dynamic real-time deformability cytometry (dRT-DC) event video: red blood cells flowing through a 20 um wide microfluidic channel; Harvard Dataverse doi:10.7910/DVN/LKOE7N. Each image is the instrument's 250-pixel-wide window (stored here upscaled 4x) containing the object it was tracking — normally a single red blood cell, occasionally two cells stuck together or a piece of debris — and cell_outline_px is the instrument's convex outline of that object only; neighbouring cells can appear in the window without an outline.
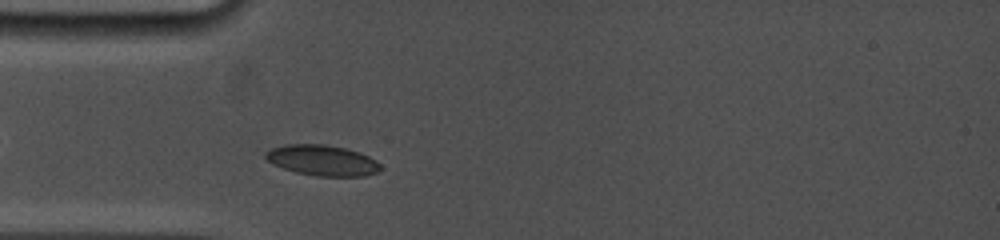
{"species": "common noctule bat (a hibernating species)", "species_latin": "Nyctalus noctula", "temperature_condition": "cold", "stored_images_in_passage": 63, "camera_frame_rate_fps": 5000, "um_per_image_px": 0.085, "animal": {"sex": "female", "body_mass_g": 19.0, "forearm_length_mm": 53.3}, "frame": {"image": 1, "passage_image": 11, "time_ms": 2.0, "image_size_px": [1000, 240], "cell_outline_px": [[384, 168], [376, 172], [364, 176], [316, 176], [296, 172], [272, 164], [264, 156], [264, 152], [272, 148], [284, 144], [324, 144], [344, 148], [360, 152], [376, 160]], "centroid_in_image_um": [27.4, 13.62], "position_along_channel_um": 57.6, "area_um2": 20.58}}
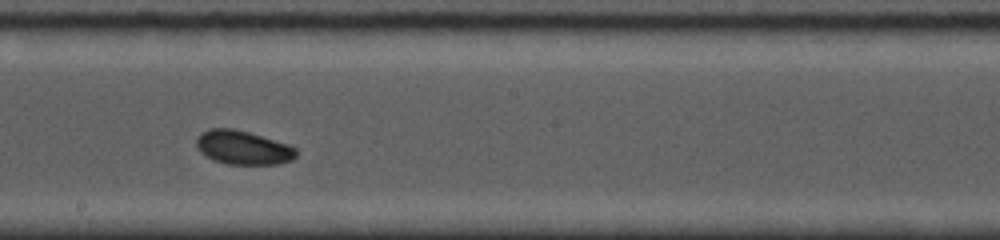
{"frame": {"image": 2, "passage_image": 34, "time_ms": 6.6, "image_size_px": [1000, 240], "cell_outline_px": [[296, 156], [292, 160], [276, 164], [228, 164], [212, 160], [200, 152], [196, 144], [196, 140], [208, 128], [232, 128], [248, 132], [288, 144], [296, 148]], "centroid_in_image_um": [20.65, 12.55], "position_along_channel_um": 227.5, "area_um2": 19.54}}
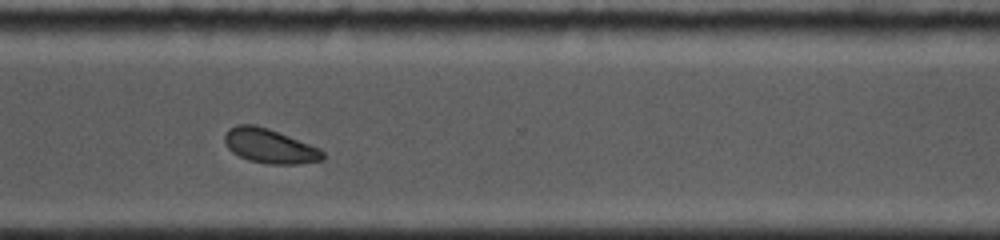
{"frame": {"image": 3, "passage_image": 50, "time_ms": 9.8, "image_size_px": [1000, 240], "cell_outline_px": [[324, 160], [296, 164], [268, 164], [248, 160], [232, 152], [224, 144], [224, 132], [228, 128], [236, 124], [256, 124], [268, 128], [320, 148], [324, 152]], "centroid_in_image_um": [22.89, 12.4], "position_along_channel_um": 347.7, "area_um2": 19.88}, "authors_computed_cell_mechanics": {"area_um2": 19.5364, "velocity_mm_per_s": 3.7519, "shape_relaxation_time_tau1_ms": 3.3541, "shape_relaxation_time_tau2_ms": null, "deformation_change_tau1": 0.0922, "deformation_change_tau2": null}}